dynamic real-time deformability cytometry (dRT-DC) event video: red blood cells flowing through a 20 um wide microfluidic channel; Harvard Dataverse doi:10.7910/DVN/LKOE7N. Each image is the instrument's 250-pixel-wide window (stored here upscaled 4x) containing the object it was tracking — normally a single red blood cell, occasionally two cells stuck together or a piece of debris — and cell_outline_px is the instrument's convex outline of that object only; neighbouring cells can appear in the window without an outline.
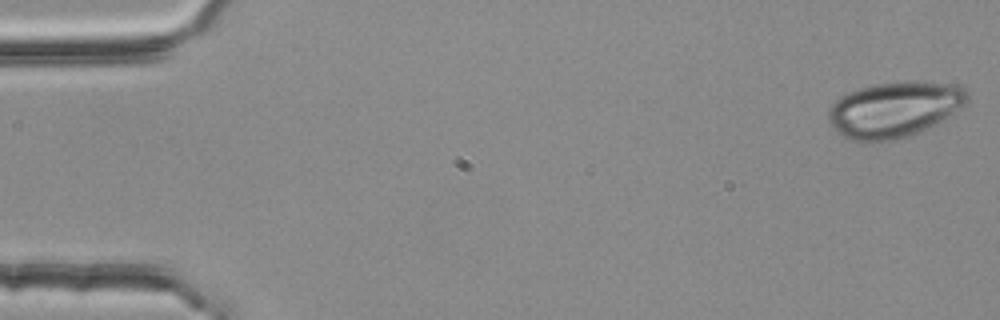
{"species": "common noctule bat (a hibernating species)", "species_latin": "Nyctalus noctula", "temperature_condition": "room temperature", "stored_images_in_passage": 3, "camera_frame_rate_fps": 3000, "um_per_image_px": 0.085, "animal": {"sex": "female", "body_mass_g": 25.1}, "frame": {"image": 1, "passage_image": 1, "time_ms": 0.0, "image_size_px": [1000, 320], "cell_outline_px": [[968, 100], [964, 104], [936, 124], [916, 132], [904, 136], [872, 144], [868, 144], [852, 140], [840, 136], [828, 120], [828, 108], [840, 96], [848, 92], [872, 84], [896, 80], [924, 80], [956, 84], [964, 88], [968, 92]], "centroid_in_image_um": [75.98, 9.27], "position_along_channel_um": 9.0, "area_um2": 45.66}}